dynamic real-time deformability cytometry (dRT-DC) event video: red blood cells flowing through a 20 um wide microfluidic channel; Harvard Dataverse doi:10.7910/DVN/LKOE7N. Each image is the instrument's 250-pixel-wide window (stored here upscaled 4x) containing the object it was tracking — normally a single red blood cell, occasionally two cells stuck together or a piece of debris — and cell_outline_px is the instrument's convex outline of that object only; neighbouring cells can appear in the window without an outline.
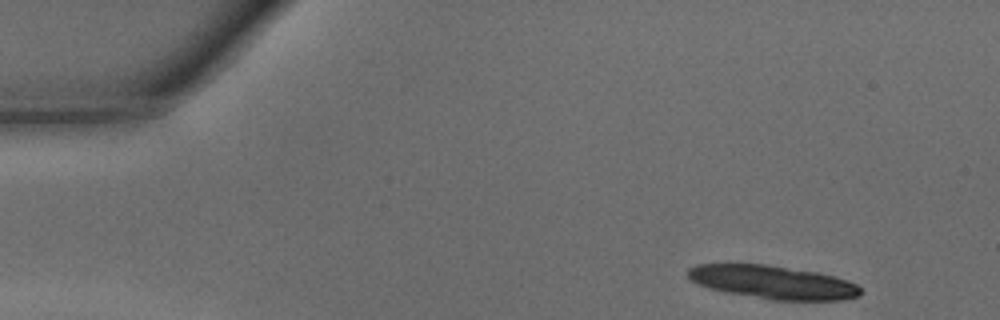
{"species": "common noctule bat (a hibernating species)", "species_latin": "Nyctalus noctula", "temperature_condition": "warm", "stored_images_in_passage": 22, "camera_frame_rate_fps": 3000, "um_per_image_px": 0.085, "animal": {"sex": "male", "body_mass_g": 15.6}, "frame": {"image": 1, "passage_image": 1, "time_ms": 0.0, "image_size_px": [1000, 320], "cell_outline_px": [[860, 296], [840, 300], [772, 300], [728, 292], [708, 288], [692, 280], [688, 276], [688, 268], [696, 264], [764, 264], [816, 272], [832, 276], [856, 284], [860, 288]], "centroid_in_image_um": [65.67, 23.99], "position_along_channel_um": 19.3, "area_um2": 33.06}}
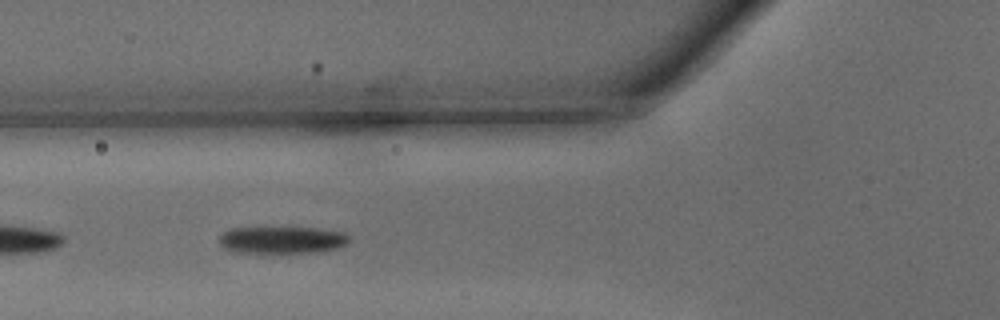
{"frame": {"image": 2, "passage_image": 14, "time_ms": 4.333, "image_size_px": [1000, 320], "cell_outline_px": [[348, 240], [344, 244], [336, 248], [316, 252], [236, 252], [224, 248], [220, 244], [220, 232], [232, 228], [316, 228], [344, 232], [348, 236]], "centroid_in_image_um": [23.93, 20.38], "position_along_channel_um": 101.9, "area_um2": 20.17}}
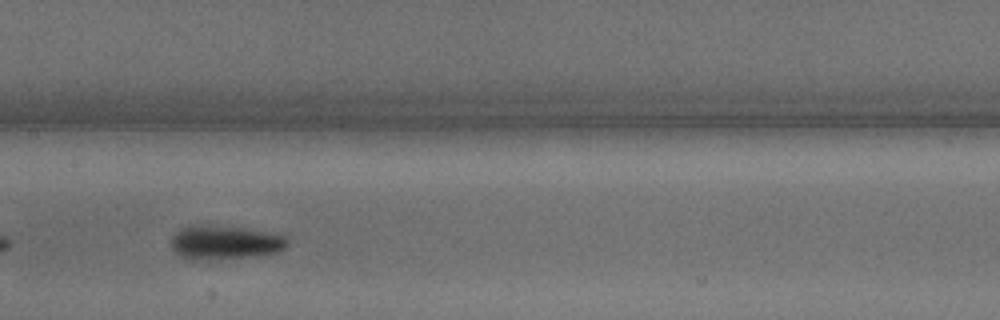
{"frame": {"image": 3, "passage_image": 20, "time_ms": 6.333, "image_size_px": [1000, 320], "cell_outline_px": [[288, 244], [284, 248], [276, 252], [256, 256], [192, 260], [184, 260], [172, 248], [172, 236], [180, 228], [244, 228], [268, 232], [284, 236], [288, 240]], "centroid_in_image_um": [19.14, 20.66], "position_along_channel_um": 188.3, "area_um2": 21.96}}